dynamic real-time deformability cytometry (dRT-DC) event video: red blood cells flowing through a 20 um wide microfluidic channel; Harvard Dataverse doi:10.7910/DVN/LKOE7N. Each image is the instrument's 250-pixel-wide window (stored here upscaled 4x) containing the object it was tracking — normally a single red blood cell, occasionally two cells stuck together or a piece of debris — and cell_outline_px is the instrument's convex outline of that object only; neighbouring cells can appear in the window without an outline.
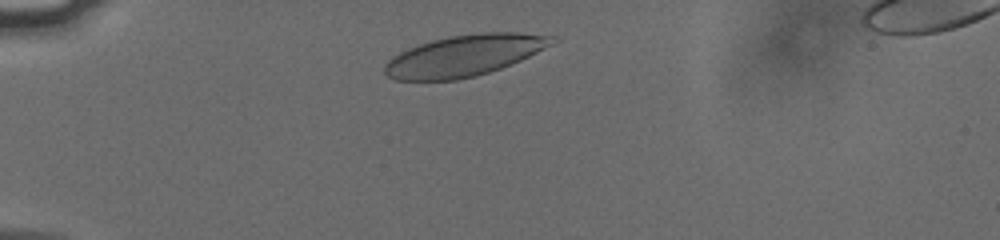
{"species": "human", "species_latin": "Homo sapiens", "temperature_condition": "cold", "stored_images_in_passage": 35, "camera_frame_rate_fps": 3000, "um_per_image_px": 0.085, "donor": {"sex": "male"}, "frame": {"image": 1, "passage_image": 2, "time_ms": 0.333, "image_size_px": [1000, 240], "cell_outline_px": [[560, 40], [512, 64], [476, 76], [456, 80], [396, 80], [388, 76], [384, 72], [384, 64], [392, 56], [408, 48], [432, 40], [452, 36], [480, 32], [520, 32], [556, 36]], "centroid_in_image_um": [39.48, 4.71], "position_along_channel_um": 45.5, "area_um2": 40.17}}
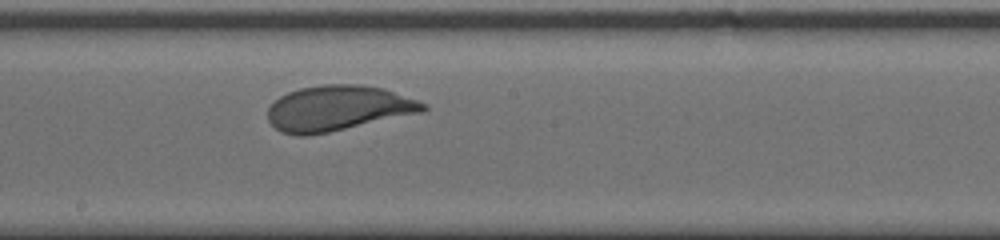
{"frame": {"image": 2, "passage_image": 19, "time_ms": 6.0, "image_size_px": [1000, 240], "cell_outline_px": [[428, 108], [424, 112], [328, 132], [308, 136], [296, 136], [280, 132], [268, 120], [268, 108], [280, 96], [288, 92], [300, 88], [324, 84], [360, 84], [380, 88], [428, 104]], "centroid_in_image_um": [28.7, 9.21], "position_along_channel_um": 219.5, "area_um2": 40.81}}
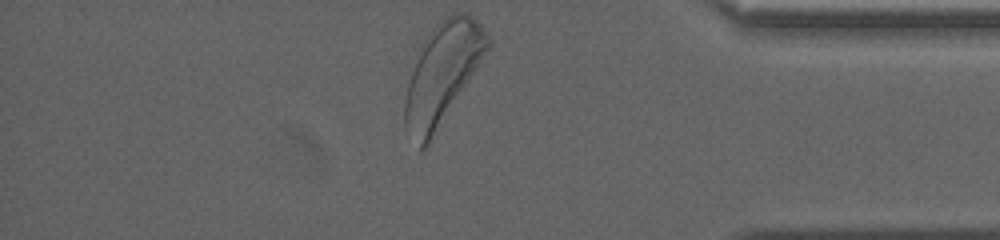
{"frame": {"image": 3, "passage_image": 35, "time_ms": 11.333, "image_size_px": [1000, 240], "cell_outline_px": [[492, 44], [428, 144], [420, 152], [404, 128], [404, 100], [416, 52], [432, 28], [440, 20], [456, 12], [464, 12], [472, 16], [480, 24], [492, 40]], "centroid_in_image_um": [37.58, 6.25], "position_along_channel_um": 397.6, "area_um2": 48.32}, "authors_computed_cell_mechanics": {"area_um2": 40.8068, "velocity_mm_per_s": 3.7503, "shape_relaxation_time_tau1_ms": 3.6375, "shape_relaxation_time_tau2_ms": null, "deformation_change_tau1": 0.1474, "deformation_change_tau2": null}}